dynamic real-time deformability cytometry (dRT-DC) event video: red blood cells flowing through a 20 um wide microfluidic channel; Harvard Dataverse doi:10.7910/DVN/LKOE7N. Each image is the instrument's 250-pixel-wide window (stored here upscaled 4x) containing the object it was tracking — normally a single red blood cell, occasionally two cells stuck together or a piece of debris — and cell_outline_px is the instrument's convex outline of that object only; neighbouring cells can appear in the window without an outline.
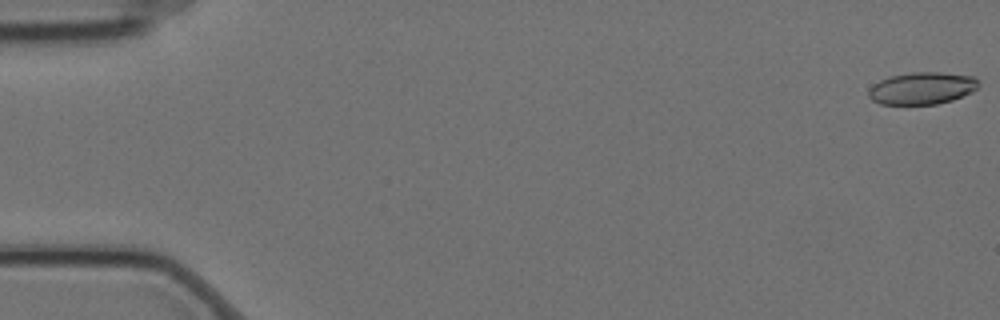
{"species": "Egyptian fruit bat (a non-hibernating species)", "species_latin": "Rousettus aegyptiacus", "temperature_condition": "cold", "stored_images_in_passage": 7, "camera_frame_rate_fps": 3000, "um_per_image_px": 0.085, "animal": {"sex": "female"}, "frame": {"image": 1, "passage_image": 1, "time_ms": 0.0, "image_size_px": [1000, 320], "cell_outline_px": [[980, 84], [972, 92], [952, 100], [936, 104], [880, 104], [872, 100], [868, 96], [868, 92], [872, 84], [888, 76], [912, 72], [940, 72], [972, 76], [980, 80]], "centroid_in_image_um": [78.36, 7.49], "position_along_channel_um": 6.6, "area_um2": 20.75}}
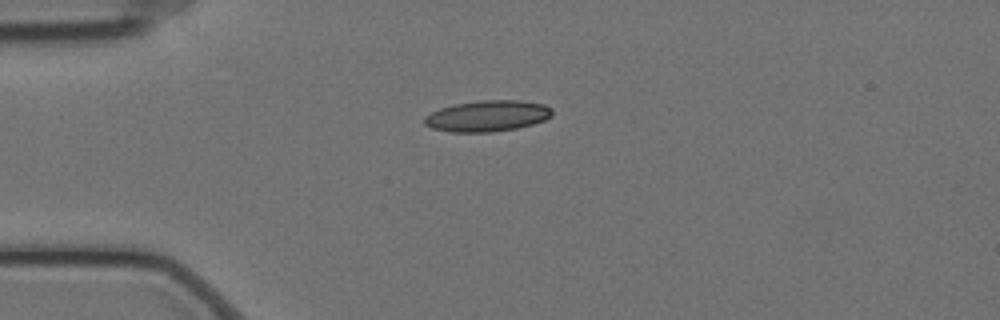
{"frame": {"image": 2, "passage_image": 5, "time_ms": 1.333, "image_size_px": [1000, 320], "cell_outline_px": [[552, 116], [544, 120], [532, 124], [516, 128], [492, 132], [448, 132], [432, 128], [424, 124], [424, 116], [440, 108], [456, 104], [480, 100], [520, 100], [544, 104], [552, 108]], "centroid_in_image_um": [41.43, 9.85], "position_along_channel_um": 43.6, "area_um2": 23.18}}
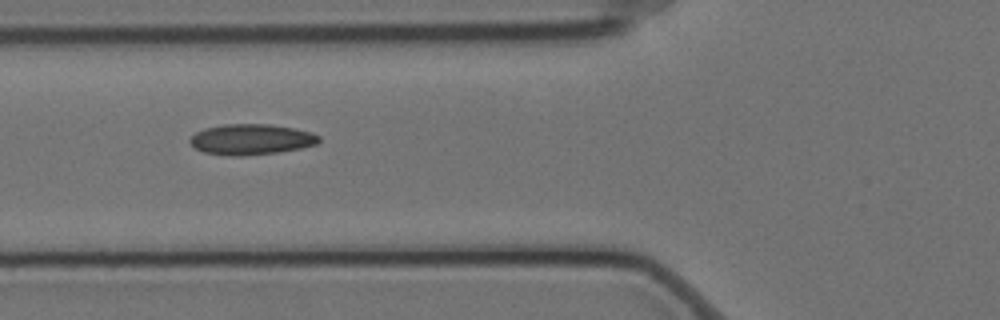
{"frame": {"image": 3, "passage_image": 7, "time_ms": 2.0, "image_size_px": [1000, 320], "cell_outline_px": [[320, 140], [316, 144], [300, 148], [276, 152], [240, 156], [228, 156], [204, 152], [196, 148], [188, 140], [196, 132], [204, 128], [224, 124], [268, 124], [292, 128], [312, 132], [320, 136]], "centroid_in_image_um": [21.34, 11.84], "position_along_channel_um": 104.5, "area_um2": 22.89}}